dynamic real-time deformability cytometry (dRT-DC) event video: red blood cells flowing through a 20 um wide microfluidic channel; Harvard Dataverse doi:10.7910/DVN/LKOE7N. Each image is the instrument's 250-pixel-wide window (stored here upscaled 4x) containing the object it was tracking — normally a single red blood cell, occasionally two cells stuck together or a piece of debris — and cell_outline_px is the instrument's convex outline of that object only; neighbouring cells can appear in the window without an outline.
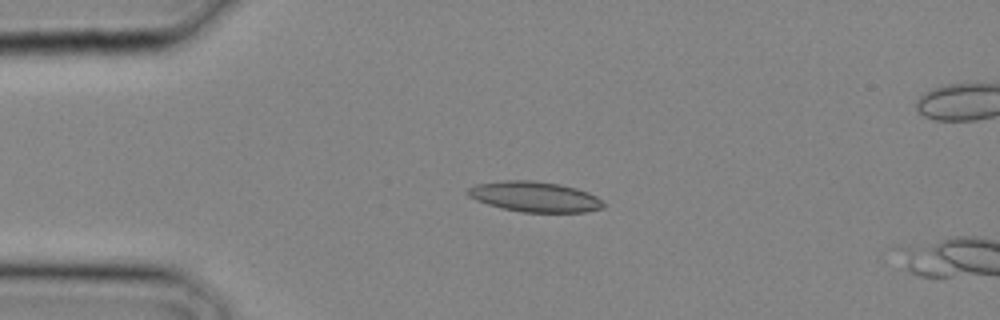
{"species": "common noctule bat (a hibernating species)", "species_latin": "Nyctalus noctula", "temperature_condition": "cold", "stored_images_in_passage": 19, "camera_frame_rate_fps": 3000, "um_per_image_px": 0.085, "animal": {"sex": "male", "body_mass_g": 20.4}, "frame": {"image": 1, "passage_image": 6, "time_ms": 1.667, "image_size_px": [1000, 320], "cell_outline_px": [[604, 208], [584, 212], [520, 212], [500, 208], [476, 200], [468, 196], [468, 188], [476, 184], [504, 180], [532, 180], [560, 184], [576, 188], [588, 192], [604, 200]], "centroid_in_image_um": [45.47, 16.72], "position_along_channel_um": 39.5, "area_um2": 24.1}}
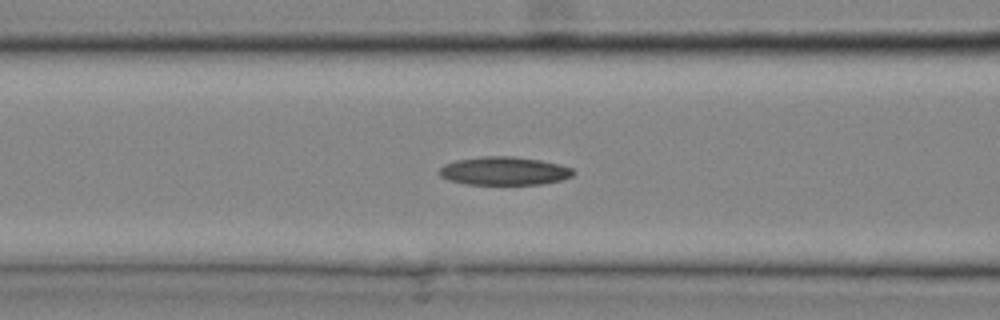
{"frame": {"image": 2, "passage_image": 11, "time_ms": 3.333, "image_size_px": [1000, 320], "cell_outline_px": [[576, 172], [572, 176], [560, 180], [540, 184], [468, 184], [448, 180], [440, 176], [440, 168], [444, 164], [456, 160], [480, 156], [516, 156], [540, 160], [560, 164], [572, 168]], "centroid_in_image_um": [42.86, 14.52], "position_along_channel_um": 123.7, "area_um2": 22.14}}
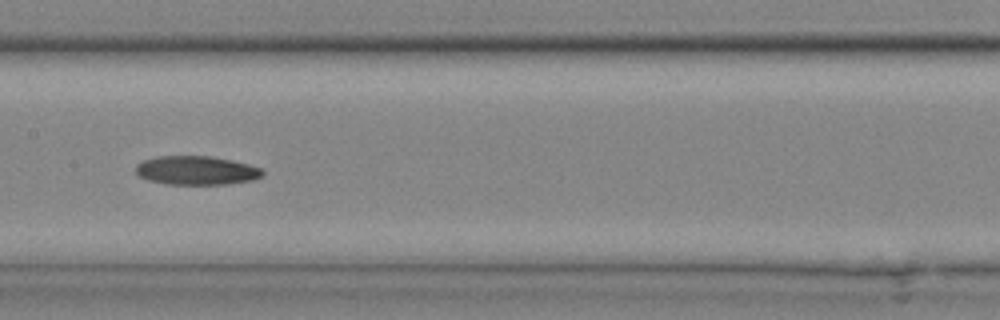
{"frame": {"image": 3, "passage_image": 14, "time_ms": 4.333, "image_size_px": [1000, 320], "cell_outline_px": [[264, 176], [252, 180], [224, 184], [164, 184], [148, 180], [140, 176], [136, 172], [136, 164], [144, 160], [156, 156], [212, 156], [232, 160], [264, 168]], "centroid_in_image_um": [16.72, 14.48], "position_along_channel_um": 190.7, "area_um2": 21.44}}